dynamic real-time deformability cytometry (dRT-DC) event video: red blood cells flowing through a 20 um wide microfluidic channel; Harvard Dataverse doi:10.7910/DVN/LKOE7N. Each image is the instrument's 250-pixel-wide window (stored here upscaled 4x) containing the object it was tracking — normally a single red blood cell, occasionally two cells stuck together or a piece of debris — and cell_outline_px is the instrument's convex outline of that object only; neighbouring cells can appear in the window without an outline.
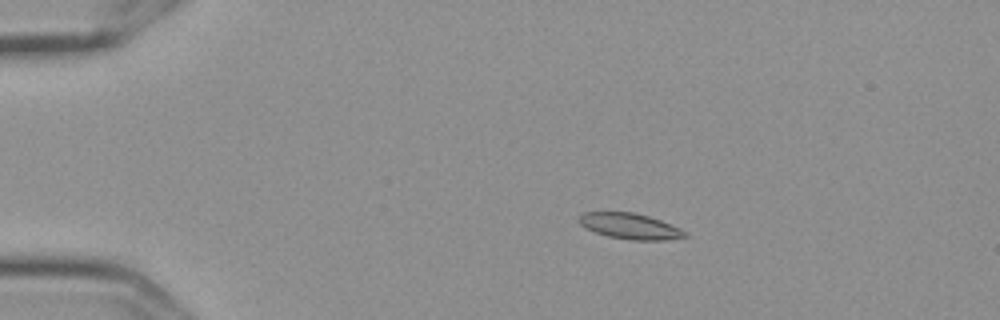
{"species": "Egyptian fruit bat (a non-hibernating species)", "species_latin": "Rousettus aegyptiacus", "temperature_condition": "cold", "stored_images_in_passage": 52, "camera_frame_rate_fps": 3000, "um_per_image_px": 0.085, "frame": {"image": 1, "passage_image": 6, "time_ms": 1.667, "image_size_px": [1000, 320], "cell_outline_px": [[688, 236], [664, 240], [632, 240], [608, 236], [596, 232], [580, 224], [576, 220], [580, 212], [632, 212], [648, 216], [660, 220], [680, 228], [688, 232]], "centroid_in_image_um": [53.53, 19.21], "position_along_channel_um": 31.5, "area_um2": 15.9}}
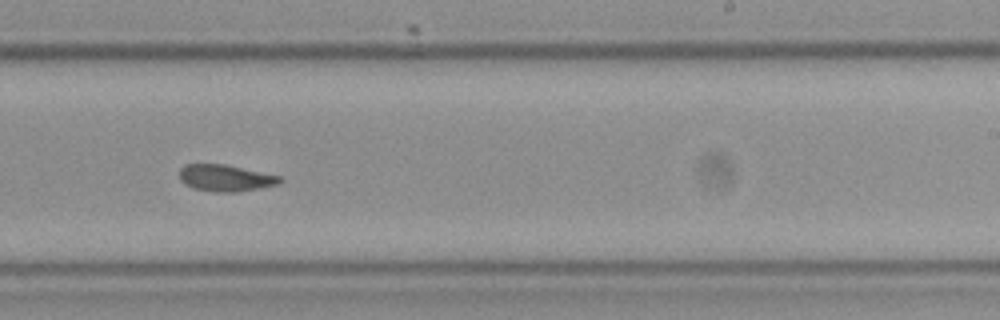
{"frame": {"image": 2, "passage_image": 31, "time_ms": 10.0, "image_size_px": [1000, 320], "cell_outline_px": [[284, 180], [280, 184], [236, 192], [216, 192], [192, 188], [184, 184], [180, 180], [180, 168], [184, 164], [224, 164], [280, 176]], "centroid_in_image_um": [19.15, 15.13], "position_along_channel_um": 269.8, "area_um2": 15.61}}
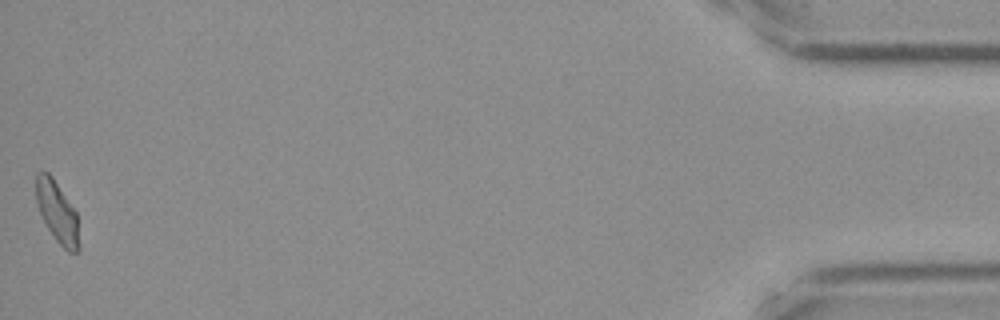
{"frame": {"image": 3, "passage_image": 52, "time_ms": 17.0, "image_size_px": [1000, 320], "cell_outline_px": [[80, 248], [76, 252], [68, 252], [56, 240], [48, 228], [40, 212], [36, 200], [36, 176], [40, 172], [48, 172], [52, 176], [76, 212]], "centroid_in_image_um": [4.87, 18.04], "position_along_channel_um": 430.3, "area_um2": 15.03}, "authors_computed_cell_mechanics": {"area_um2": 15.4904, "velocity_mm_per_s": 3.5704, "shape_relaxation_time_tau1_ms": 7.7836, "shape_relaxation_time_tau2_ms": 4.565, "deformation_change_tau1": 0.205, "deformation_change_tau2": 0.0756}}